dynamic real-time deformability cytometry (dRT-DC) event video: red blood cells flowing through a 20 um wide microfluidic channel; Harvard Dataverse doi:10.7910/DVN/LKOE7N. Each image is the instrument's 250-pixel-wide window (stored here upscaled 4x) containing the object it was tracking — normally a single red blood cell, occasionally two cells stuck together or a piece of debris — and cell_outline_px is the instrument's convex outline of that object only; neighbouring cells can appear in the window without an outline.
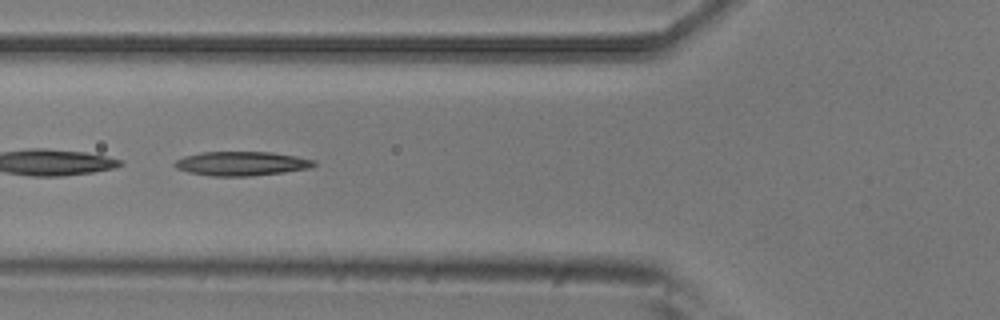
{"species": "common noctule bat (a hibernating species)", "species_latin": "Nyctalus noctula", "temperature_condition": "room temperature", "stored_images_in_passage": 7, "camera_frame_rate_fps": 3000, "um_per_image_px": 0.085, "animal": {"sex": "male", "body_mass_g": 20.5, "forearm_length_mm": 52.5}, "frame": {"image": 1, "passage_image": 5, "time_ms": 1.333, "image_size_px": [1000, 320], "cell_outline_px": [[316, 164], [308, 168], [284, 172], [252, 176], [212, 176], [188, 172], [176, 168], [172, 164], [176, 160], [184, 156], [200, 152], [272, 152], [296, 156], [316, 160]], "centroid_in_image_um": [20.51, 13.9], "position_along_channel_um": 105.3, "area_um2": 19.65}}